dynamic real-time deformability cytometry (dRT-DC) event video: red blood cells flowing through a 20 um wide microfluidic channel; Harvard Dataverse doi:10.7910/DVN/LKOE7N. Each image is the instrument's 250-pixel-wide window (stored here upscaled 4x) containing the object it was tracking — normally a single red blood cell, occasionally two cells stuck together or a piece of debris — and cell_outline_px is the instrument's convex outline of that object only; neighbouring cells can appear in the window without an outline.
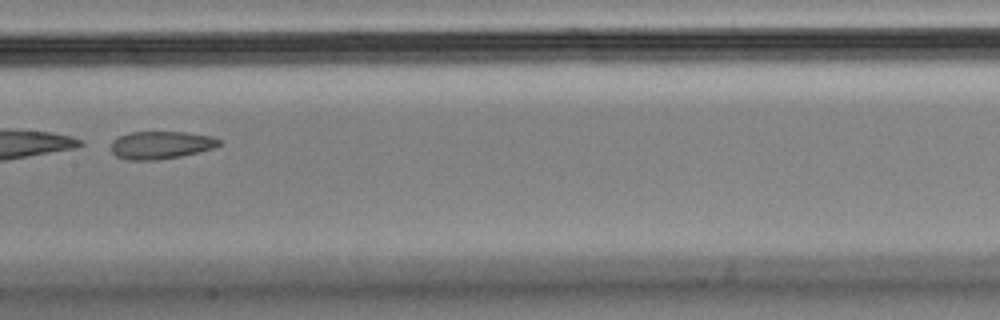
{"species": "Egyptian fruit bat (a non-hibernating species)", "species_latin": "Rousettus aegyptiacus", "temperature_condition": "cold", "stored_images_in_passage": 55, "segment_of_instrument_passage": [2, 2], "camera_frame_rate_fps": 3000, "um_per_image_px": 0.085, "animal": {"sex": "male"}, "frame": {"image": 1, "passage_image": 28, "time_ms": 9.0, "image_size_px": [1000, 320], "cell_outline_px": [[220, 144], [212, 148], [180, 156], [156, 160], [124, 160], [116, 156], [112, 152], [112, 140], [120, 136], [132, 132], [184, 132], [212, 136], [220, 140]], "centroid_in_image_um": [13.64, 12.33], "position_along_channel_um": 193.8, "area_um2": 17.28}}